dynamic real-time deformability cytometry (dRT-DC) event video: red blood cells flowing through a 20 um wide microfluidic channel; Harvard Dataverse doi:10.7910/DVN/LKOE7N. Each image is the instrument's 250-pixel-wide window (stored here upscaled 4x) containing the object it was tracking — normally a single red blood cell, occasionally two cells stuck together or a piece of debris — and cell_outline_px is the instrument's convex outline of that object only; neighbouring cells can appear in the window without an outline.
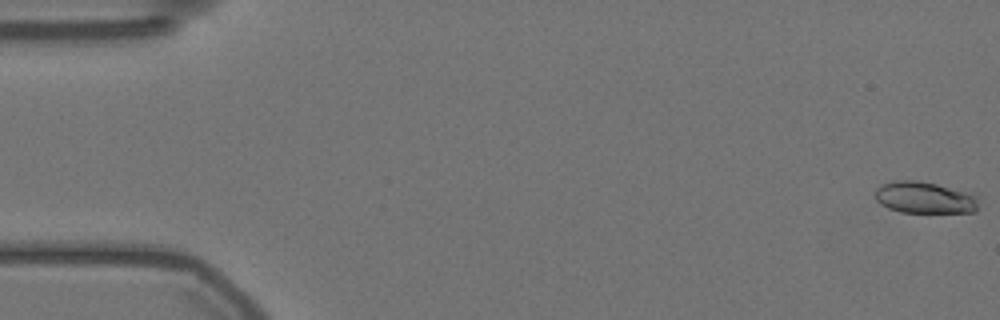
{"species": "Egyptian fruit bat (a non-hibernating species)", "species_latin": "Rousettus aegyptiacus", "temperature_condition": "warm", "stored_images_in_passage": 57, "camera_frame_rate_fps": 3000, "um_per_image_px": 0.085, "animal": {"sex": "female"}, "frame": {"image": 1, "passage_image": 1, "time_ms": 0.0, "image_size_px": [1000, 320], "cell_outline_px": [[976, 212], [900, 212], [888, 208], [880, 204], [876, 200], [876, 188], [892, 180], [916, 180], [936, 184], [964, 192], [976, 196]], "centroid_in_image_um": [78.52, 16.8], "position_along_channel_um": 6.5, "area_um2": 18.73}}
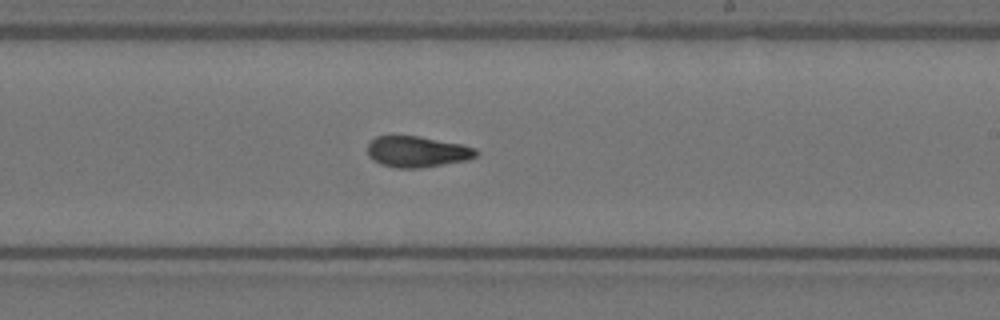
{"frame": {"image": 2, "passage_image": 34, "time_ms": 11.0, "image_size_px": [1000, 320], "cell_outline_px": [[480, 152], [476, 156], [468, 160], [420, 168], [396, 168], [380, 164], [368, 156], [368, 144], [376, 136], [420, 136], [464, 144], [476, 148]], "centroid_in_image_um": [35.5, 12.89], "position_along_channel_um": 253.5, "area_um2": 19.83}}
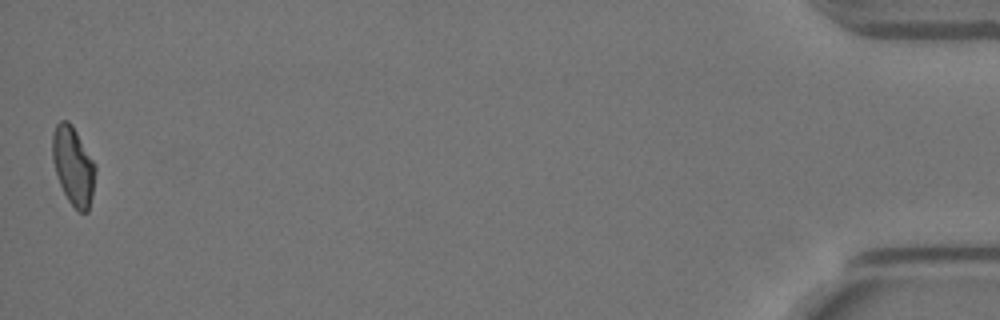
{"frame": {"image": 3, "passage_image": 57, "time_ms": 18.667, "image_size_px": [1000, 320], "cell_outline_px": [[96, 172], [92, 196], [88, 212], [80, 212], [68, 200], [60, 184], [52, 160], [52, 136], [56, 124], [60, 120], [68, 120], [72, 124], [96, 164]], "centroid_in_image_um": [6.23, 14.07], "position_along_channel_um": 429.0, "area_um2": 19.65}, "authors_computed_cell_mechanics": {"area_um2": 19.4786, "velocity_mm_per_s": 3.5579, "shape_relaxation_time_tau1_ms": null, "shape_relaxation_time_tau2_ms": 1.9436, "deformation_change_tau1": null, "deformation_change_tau2": 0.0883}}